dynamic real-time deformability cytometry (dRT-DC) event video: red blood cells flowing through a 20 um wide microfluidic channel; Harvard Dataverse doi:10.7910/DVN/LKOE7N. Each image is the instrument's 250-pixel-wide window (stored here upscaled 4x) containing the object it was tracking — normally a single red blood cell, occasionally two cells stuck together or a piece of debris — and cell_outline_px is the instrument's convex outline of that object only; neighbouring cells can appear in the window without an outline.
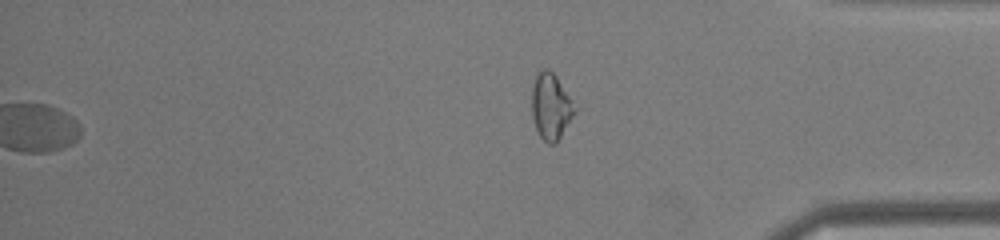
{"species": "common noctule bat (a hibernating species)", "species_latin": "Nyctalus noctula", "temperature_condition": "warm", "stored_images_in_passage": 45, "segment_of_instrument_passage": [2, 2], "camera_frame_rate_fps": 3000, "um_per_image_px": 0.085, "animal": {"sex": "male", "body_mass_g": 19.0, "forearm_length_mm": 50.8}, "frame": {"image": 1, "passage_image": 45, "time_ms": 14.667, "image_size_px": [1000, 240], "cell_outline_px": [[576, 112], [556, 144], [548, 144], [540, 136], [536, 128], [532, 116], [532, 88], [536, 72], [544, 68], [548, 68], [556, 76], [572, 100]], "centroid_in_image_um": [46.81, 9.04], "position_along_channel_um": 388.4, "area_um2": 16.53}}